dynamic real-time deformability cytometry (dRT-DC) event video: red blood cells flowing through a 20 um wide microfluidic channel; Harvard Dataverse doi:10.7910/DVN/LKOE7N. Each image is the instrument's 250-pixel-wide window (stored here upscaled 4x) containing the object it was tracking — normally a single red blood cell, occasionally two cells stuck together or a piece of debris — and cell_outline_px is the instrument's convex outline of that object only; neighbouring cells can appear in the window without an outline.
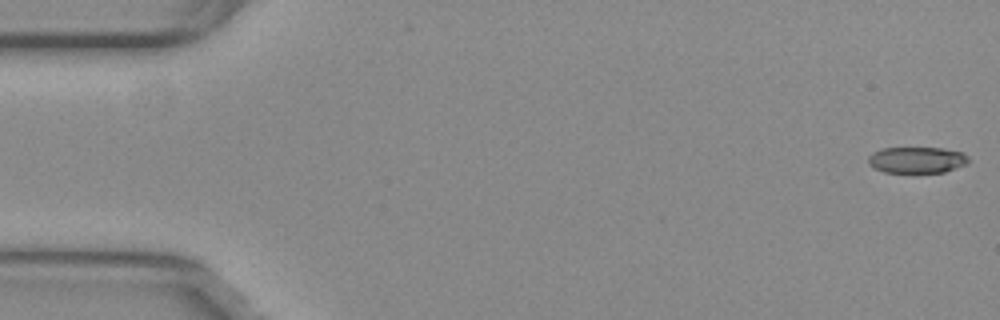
{"species": "common noctule bat (a hibernating species)", "species_latin": "Nyctalus noctula", "temperature_condition": "warm", "stored_images_in_passage": 17, "camera_frame_rate_fps": 3000, "um_per_image_px": 0.085, "animal": {"sex": "female", "body_mass_g": 29.2, "forearm_length_mm": 56.3}, "frame": {"image": 1, "passage_image": 1, "time_ms": 0.0, "image_size_px": [1000, 320], "cell_outline_px": [[968, 164], [944, 172], [884, 172], [868, 164], [868, 156], [872, 152], [884, 148], [940, 148], [960, 152], [968, 156]], "centroid_in_image_um": [77.92, 13.59], "position_along_channel_um": 7.1, "area_um2": 15.2}}
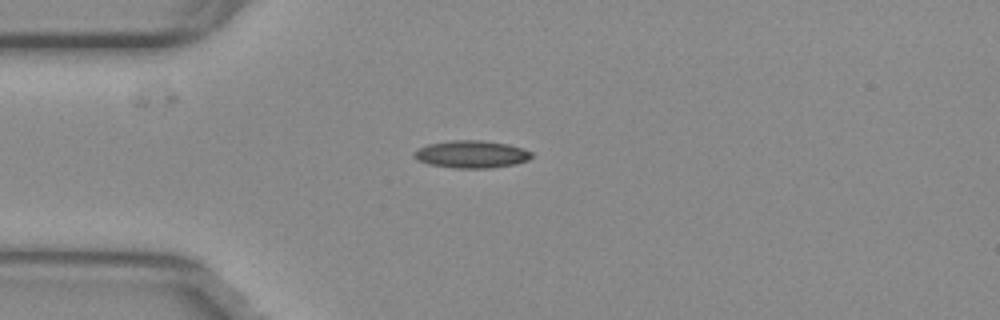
{"frame": {"image": 2, "passage_image": 14, "time_ms": 4.333, "image_size_px": [1000, 320], "cell_outline_px": [[532, 156], [528, 160], [516, 164], [492, 168], [452, 168], [428, 164], [412, 156], [412, 152], [428, 144], [452, 140], [480, 140], [508, 144], [524, 148], [532, 152]], "centroid_in_image_um": [40.09, 13.11], "position_along_channel_um": 44.9, "area_um2": 18.9}}